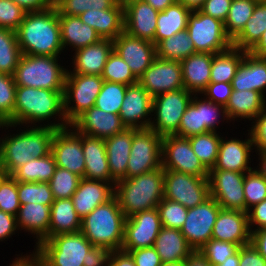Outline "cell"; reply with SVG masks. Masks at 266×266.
Masks as SVG:
<instances>
[{
	"mask_svg": "<svg viewBox=\"0 0 266 266\" xmlns=\"http://www.w3.org/2000/svg\"><path fill=\"white\" fill-rule=\"evenodd\" d=\"M63 93L64 91L17 86L14 106V125L0 123V128L5 129L7 127L6 129H8L17 127V125L24 126L25 128V126H31V124L36 126L37 122L38 126H42L41 123H43L44 126L55 129L69 127L70 124L67 122L64 114ZM54 117L55 119L58 118V123H52L49 120Z\"/></svg>",
	"mask_w": 266,
	"mask_h": 266,
	"instance_id": "6da1fadb",
	"label": "cell"
},
{
	"mask_svg": "<svg viewBox=\"0 0 266 266\" xmlns=\"http://www.w3.org/2000/svg\"><path fill=\"white\" fill-rule=\"evenodd\" d=\"M16 36L22 54L60 57L64 50L55 6L27 12Z\"/></svg>",
	"mask_w": 266,
	"mask_h": 266,
	"instance_id": "7a4b0ae2",
	"label": "cell"
},
{
	"mask_svg": "<svg viewBox=\"0 0 266 266\" xmlns=\"http://www.w3.org/2000/svg\"><path fill=\"white\" fill-rule=\"evenodd\" d=\"M26 127L22 132L0 137V165L7 175L28 161L51 152L52 139L57 129L44 125Z\"/></svg>",
	"mask_w": 266,
	"mask_h": 266,
	"instance_id": "3957f363",
	"label": "cell"
},
{
	"mask_svg": "<svg viewBox=\"0 0 266 266\" xmlns=\"http://www.w3.org/2000/svg\"><path fill=\"white\" fill-rule=\"evenodd\" d=\"M125 220L114 196L81 219L80 231L102 254L121 250Z\"/></svg>",
	"mask_w": 266,
	"mask_h": 266,
	"instance_id": "277c9868",
	"label": "cell"
},
{
	"mask_svg": "<svg viewBox=\"0 0 266 266\" xmlns=\"http://www.w3.org/2000/svg\"><path fill=\"white\" fill-rule=\"evenodd\" d=\"M33 252L39 266H85L102 254L81 231L52 236Z\"/></svg>",
	"mask_w": 266,
	"mask_h": 266,
	"instance_id": "5b68a950",
	"label": "cell"
},
{
	"mask_svg": "<svg viewBox=\"0 0 266 266\" xmlns=\"http://www.w3.org/2000/svg\"><path fill=\"white\" fill-rule=\"evenodd\" d=\"M115 197L126 218L156 208L164 198V169L117 181Z\"/></svg>",
	"mask_w": 266,
	"mask_h": 266,
	"instance_id": "8992f818",
	"label": "cell"
},
{
	"mask_svg": "<svg viewBox=\"0 0 266 266\" xmlns=\"http://www.w3.org/2000/svg\"><path fill=\"white\" fill-rule=\"evenodd\" d=\"M59 58L22 54L13 75L16 86L64 91L67 69Z\"/></svg>",
	"mask_w": 266,
	"mask_h": 266,
	"instance_id": "52a82bcc",
	"label": "cell"
},
{
	"mask_svg": "<svg viewBox=\"0 0 266 266\" xmlns=\"http://www.w3.org/2000/svg\"><path fill=\"white\" fill-rule=\"evenodd\" d=\"M103 82L99 75L66 74L63 100L64 114L69 124L95 105Z\"/></svg>",
	"mask_w": 266,
	"mask_h": 266,
	"instance_id": "ba28073f",
	"label": "cell"
},
{
	"mask_svg": "<svg viewBox=\"0 0 266 266\" xmlns=\"http://www.w3.org/2000/svg\"><path fill=\"white\" fill-rule=\"evenodd\" d=\"M194 94L181 88L176 91H169L153 97L152 114L155 116L149 128L160 136L175 135Z\"/></svg>",
	"mask_w": 266,
	"mask_h": 266,
	"instance_id": "9c48e42d",
	"label": "cell"
},
{
	"mask_svg": "<svg viewBox=\"0 0 266 266\" xmlns=\"http://www.w3.org/2000/svg\"><path fill=\"white\" fill-rule=\"evenodd\" d=\"M186 30L196 52L216 54L233 46L226 34L224 22L205 15L200 10L191 12Z\"/></svg>",
	"mask_w": 266,
	"mask_h": 266,
	"instance_id": "30bf717a",
	"label": "cell"
},
{
	"mask_svg": "<svg viewBox=\"0 0 266 266\" xmlns=\"http://www.w3.org/2000/svg\"><path fill=\"white\" fill-rule=\"evenodd\" d=\"M162 138L150 128H133L126 179L162 167Z\"/></svg>",
	"mask_w": 266,
	"mask_h": 266,
	"instance_id": "8fae6325",
	"label": "cell"
},
{
	"mask_svg": "<svg viewBox=\"0 0 266 266\" xmlns=\"http://www.w3.org/2000/svg\"><path fill=\"white\" fill-rule=\"evenodd\" d=\"M210 197L208 178L174 170H164V198L176 201L187 209L202 204Z\"/></svg>",
	"mask_w": 266,
	"mask_h": 266,
	"instance_id": "7c38bea8",
	"label": "cell"
},
{
	"mask_svg": "<svg viewBox=\"0 0 266 266\" xmlns=\"http://www.w3.org/2000/svg\"><path fill=\"white\" fill-rule=\"evenodd\" d=\"M162 168L208 178L209 170L193 152L188 138L167 135L162 138Z\"/></svg>",
	"mask_w": 266,
	"mask_h": 266,
	"instance_id": "4fadbf2b",
	"label": "cell"
},
{
	"mask_svg": "<svg viewBox=\"0 0 266 266\" xmlns=\"http://www.w3.org/2000/svg\"><path fill=\"white\" fill-rule=\"evenodd\" d=\"M221 207L211 196L202 204L188 209L181 228L188 244L194 251L199 250L212 238L213 227Z\"/></svg>",
	"mask_w": 266,
	"mask_h": 266,
	"instance_id": "5bb4252c",
	"label": "cell"
},
{
	"mask_svg": "<svg viewBox=\"0 0 266 266\" xmlns=\"http://www.w3.org/2000/svg\"><path fill=\"white\" fill-rule=\"evenodd\" d=\"M162 228L159 211L156 208L135 213L126 218L122 251L153 247Z\"/></svg>",
	"mask_w": 266,
	"mask_h": 266,
	"instance_id": "9a60e30c",
	"label": "cell"
},
{
	"mask_svg": "<svg viewBox=\"0 0 266 266\" xmlns=\"http://www.w3.org/2000/svg\"><path fill=\"white\" fill-rule=\"evenodd\" d=\"M244 177L245 173L229 170H209L210 196L223 209L245 212Z\"/></svg>",
	"mask_w": 266,
	"mask_h": 266,
	"instance_id": "2e32d148",
	"label": "cell"
},
{
	"mask_svg": "<svg viewBox=\"0 0 266 266\" xmlns=\"http://www.w3.org/2000/svg\"><path fill=\"white\" fill-rule=\"evenodd\" d=\"M51 153L55 158L57 167L69 170L84 178L85 160L81 134L71 126L55 131L51 143Z\"/></svg>",
	"mask_w": 266,
	"mask_h": 266,
	"instance_id": "e0dca14e",
	"label": "cell"
},
{
	"mask_svg": "<svg viewBox=\"0 0 266 266\" xmlns=\"http://www.w3.org/2000/svg\"><path fill=\"white\" fill-rule=\"evenodd\" d=\"M138 82L152 97L184 88L181 62L156 57Z\"/></svg>",
	"mask_w": 266,
	"mask_h": 266,
	"instance_id": "ac0fdd59",
	"label": "cell"
},
{
	"mask_svg": "<svg viewBox=\"0 0 266 266\" xmlns=\"http://www.w3.org/2000/svg\"><path fill=\"white\" fill-rule=\"evenodd\" d=\"M113 50L128 64L139 79L156 58V45L123 31L113 40Z\"/></svg>",
	"mask_w": 266,
	"mask_h": 266,
	"instance_id": "d6986e66",
	"label": "cell"
},
{
	"mask_svg": "<svg viewBox=\"0 0 266 266\" xmlns=\"http://www.w3.org/2000/svg\"><path fill=\"white\" fill-rule=\"evenodd\" d=\"M153 97L139 83L127 86L119 112L126 128L147 129L152 121Z\"/></svg>",
	"mask_w": 266,
	"mask_h": 266,
	"instance_id": "ffe728a7",
	"label": "cell"
},
{
	"mask_svg": "<svg viewBox=\"0 0 266 266\" xmlns=\"http://www.w3.org/2000/svg\"><path fill=\"white\" fill-rule=\"evenodd\" d=\"M70 126L80 134L104 140L126 129L119 114L108 113L96 106L83 112Z\"/></svg>",
	"mask_w": 266,
	"mask_h": 266,
	"instance_id": "44dd1931",
	"label": "cell"
},
{
	"mask_svg": "<svg viewBox=\"0 0 266 266\" xmlns=\"http://www.w3.org/2000/svg\"><path fill=\"white\" fill-rule=\"evenodd\" d=\"M248 136V139L245 140L233 137L226 140L225 137H221L217 160L210 170H229L240 173L253 170L254 168L250 164V154L254 149V145L249 130Z\"/></svg>",
	"mask_w": 266,
	"mask_h": 266,
	"instance_id": "7402d4cb",
	"label": "cell"
},
{
	"mask_svg": "<svg viewBox=\"0 0 266 266\" xmlns=\"http://www.w3.org/2000/svg\"><path fill=\"white\" fill-rule=\"evenodd\" d=\"M251 232L247 212L221 208L212 231V239L239 246L250 243Z\"/></svg>",
	"mask_w": 266,
	"mask_h": 266,
	"instance_id": "603a6c76",
	"label": "cell"
},
{
	"mask_svg": "<svg viewBox=\"0 0 266 266\" xmlns=\"http://www.w3.org/2000/svg\"><path fill=\"white\" fill-rule=\"evenodd\" d=\"M158 11L144 0L124 8V31L155 44Z\"/></svg>",
	"mask_w": 266,
	"mask_h": 266,
	"instance_id": "cb8c5ba5",
	"label": "cell"
},
{
	"mask_svg": "<svg viewBox=\"0 0 266 266\" xmlns=\"http://www.w3.org/2000/svg\"><path fill=\"white\" fill-rule=\"evenodd\" d=\"M115 196V184L81 178L77 190L72 195L74 208L81 219L97 206Z\"/></svg>",
	"mask_w": 266,
	"mask_h": 266,
	"instance_id": "d4e9b609",
	"label": "cell"
},
{
	"mask_svg": "<svg viewBox=\"0 0 266 266\" xmlns=\"http://www.w3.org/2000/svg\"><path fill=\"white\" fill-rule=\"evenodd\" d=\"M81 140L85 160L84 178L116 184L110 174L105 140L85 134H81Z\"/></svg>",
	"mask_w": 266,
	"mask_h": 266,
	"instance_id": "484cf974",
	"label": "cell"
},
{
	"mask_svg": "<svg viewBox=\"0 0 266 266\" xmlns=\"http://www.w3.org/2000/svg\"><path fill=\"white\" fill-rule=\"evenodd\" d=\"M113 50V40L101 39L99 42L76 50L71 58L73 70L67 73L99 75L104 71L105 63Z\"/></svg>",
	"mask_w": 266,
	"mask_h": 266,
	"instance_id": "4316f807",
	"label": "cell"
},
{
	"mask_svg": "<svg viewBox=\"0 0 266 266\" xmlns=\"http://www.w3.org/2000/svg\"><path fill=\"white\" fill-rule=\"evenodd\" d=\"M231 86L233 90L238 91H258L265 97L266 58L246 52L231 81Z\"/></svg>",
	"mask_w": 266,
	"mask_h": 266,
	"instance_id": "83f0119b",
	"label": "cell"
},
{
	"mask_svg": "<svg viewBox=\"0 0 266 266\" xmlns=\"http://www.w3.org/2000/svg\"><path fill=\"white\" fill-rule=\"evenodd\" d=\"M83 23L94 28L101 39L115 40L124 31V7L90 9L79 15Z\"/></svg>",
	"mask_w": 266,
	"mask_h": 266,
	"instance_id": "f1b7e54d",
	"label": "cell"
},
{
	"mask_svg": "<svg viewBox=\"0 0 266 266\" xmlns=\"http://www.w3.org/2000/svg\"><path fill=\"white\" fill-rule=\"evenodd\" d=\"M213 54L196 52L181 61L184 88L193 94L201 92L210 83Z\"/></svg>",
	"mask_w": 266,
	"mask_h": 266,
	"instance_id": "f546056e",
	"label": "cell"
},
{
	"mask_svg": "<svg viewBox=\"0 0 266 266\" xmlns=\"http://www.w3.org/2000/svg\"><path fill=\"white\" fill-rule=\"evenodd\" d=\"M50 206L37 203L23 204L16 215L18 230L36 235V246L49 239Z\"/></svg>",
	"mask_w": 266,
	"mask_h": 266,
	"instance_id": "4dcf8cb0",
	"label": "cell"
},
{
	"mask_svg": "<svg viewBox=\"0 0 266 266\" xmlns=\"http://www.w3.org/2000/svg\"><path fill=\"white\" fill-rule=\"evenodd\" d=\"M132 140L133 128H126L123 132L105 139L110 174L116 182L126 179Z\"/></svg>",
	"mask_w": 266,
	"mask_h": 266,
	"instance_id": "1f68e13d",
	"label": "cell"
},
{
	"mask_svg": "<svg viewBox=\"0 0 266 266\" xmlns=\"http://www.w3.org/2000/svg\"><path fill=\"white\" fill-rule=\"evenodd\" d=\"M58 18L63 49L68 50L66 46H69L76 51L101 40L96 30L83 23L79 16L58 14Z\"/></svg>",
	"mask_w": 266,
	"mask_h": 266,
	"instance_id": "d6a6232c",
	"label": "cell"
},
{
	"mask_svg": "<svg viewBox=\"0 0 266 266\" xmlns=\"http://www.w3.org/2000/svg\"><path fill=\"white\" fill-rule=\"evenodd\" d=\"M162 263L184 261L194 250L180 230L162 227L154 246Z\"/></svg>",
	"mask_w": 266,
	"mask_h": 266,
	"instance_id": "836d02e7",
	"label": "cell"
},
{
	"mask_svg": "<svg viewBox=\"0 0 266 266\" xmlns=\"http://www.w3.org/2000/svg\"><path fill=\"white\" fill-rule=\"evenodd\" d=\"M266 106V97L258 91L233 90L225 106L230 121L238 118L252 121Z\"/></svg>",
	"mask_w": 266,
	"mask_h": 266,
	"instance_id": "e575fe53",
	"label": "cell"
},
{
	"mask_svg": "<svg viewBox=\"0 0 266 266\" xmlns=\"http://www.w3.org/2000/svg\"><path fill=\"white\" fill-rule=\"evenodd\" d=\"M81 229V217L77 214L73 201L57 199L50 206L49 238L62 233H75Z\"/></svg>",
	"mask_w": 266,
	"mask_h": 266,
	"instance_id": "d590c367",
	"label": "cell"
},
{
	"mask_svg": "<svg viewBox=\"0 0 266 266\" xmlns=\"http://www.w3.org/2000/svg\"><path fill=\"white\" fill-rule=\"evenodd\" d=\"M191 12V10L178 1L168 6L164 11L158 12L155 45L161 40L186 30L188 17Z\"/></svg>",
	"mask_w": 266,
	"mask_h": 266,
	"instance_id": "8d00e7d4",
	"label": "cell"
},
{
	"mask_svg": "<svg viewBox=\"0 0 266 266\" xmlns=\"http://www.w3.org/2000/svg\"><path fill=\"white\" fill-rule=\"evenodd\" d=\"M266 30V1H258L252 16L242 31L232 40V45L249 52Z\"/></svg>",
	"mask_w": 266,
	"mask_h": 266,
	"instance_id": "74e56055",
	"label": "cell"
},
{
	"mask_svg": "<svg viewBox=\"0 0 266 266\" xmlns=\"http://www.w3.org/2000/svg\"><path fill=\"white\" fill-rule=\"evenodd\" d=\"M246 52L232 46L226 51L213 54L210 82L231 83Z\"/></svg>",
	"mask_w": 266,
	"mask_h": 266,
	"instance_id": "f35d334b",
	"label": "cell"
},
{
	"mask_svg": "<svg viewBox=\"0 0 266 266\" xmlns=\"http://www.w3.org/2000/svg\"><path fill=\"white\" fill-rule=\"evenodd\" d=\"M56 167L55 158L50 152L48 155L28 161L17 168L11 176L17 182H49Z\"/></svg>",
	"mask_w": 266,
	"mask_h": 266,
	"instance_id": "ab89813d",
	"label": "cell"
},
{
	"mask_svg": "<svg viewBox=\"0 0 266 266\" xmlns=\"http://www.w3.org/2000/svg\"><path fill=\"white\" fill-rule=\"evenodd\" d=\"M196 53L188 31L184 30L161 40L156 45V57L164 60L182 61Z\"/></svg>",
	"mask_w": 266,
	"mask_h": 266,
	"instance_id": "60d3db41",
	"label": "cell"
},
{
	"mask_svg": "<svg viewBox=\"0 0 266 266\" xmlns=\"http://www.w3.org/2000/svg\"><path fill=\"white\" fill-rule=\"evenodd\" d=\"M21 56L16 31L0 28V73L13 76Z\"/></svg>",
	"mask_w": 266,
	"mask_h": 266,
	"instance_id": "b9f144b4",
	"label": "cell"
},
{
	"mask_svg": "<svg viewBox=\"0 0 266 266\" xmlns=\"http://www.w3.org/2000/svg\"><path fill=\"white\" fill-rule=\"evenodd\" d=\"M221 137L217 132L188 137L193 152L208 170L213 168L216 163Z\"/></svg>",
	"mask_w": 266,
	"mask_h": 266,
	"instance_id": "7bdbcfd3",
	"label": "cell"
},
{
	"mask_svg": "<svg viewBox=\"0 0 266 266\" xmlns=\"http://www.w3.org/2000/svg\"><path fill=\"white\" fill-rule=\"evenodd\" d=\"M258 0H232L227 18L224 21L226 34L233 40L245 27L252 16Z\"/></svg>",
	"mask_w": 266,
	"mask_h": 266,
	"instance_id": "ee69618b",
	"label": "cell"
},
{
	"mask_svg": "<svg viewBox=\"0 0 266 266\" xmlns=\"http://www.w3.org/2000/svg\"><path fill=\"white\" fill-rule=\"evenodd\" d=\"M245 212L266 199V172L254 167L244 177Z\"/></svg>",
	"mask_w": 266,
	"mask_h": 266,
	"instance_id": "f6af8a7d",
	"label": "cell"
},
{
	"mask_svg": "<svg viewBox=\"0 0 266 266\" xmlns=\"http://www.w3.org/2000/svg\"><path fill=\"white\" fill-rule=\"evenodd\" d=\"M128 85L104 81L95 105L108 113L119 114Z\"/></svg>",
	"mask_w": 266,
	"mask_h": 266,
	"instance_id": "bcb514c9",
	"label": "cell"
},
{
	"mask_svg": "<svg viewBox=\"0 0 266 266\" xmlns=\"http://www.w3.org/2000/svg\"><path fill=\"white\" fill-rule=\"evenodd\" d=\"M17 191L20 205H51L55 200L48 182H17Z\"/></svg>",
	"mask_w": 266,
	"mask_h": 266,
	"instance_id": "7dc6e473",
	"label": "cell"
},
{
	"mask_svg": "<svg viewBox=\"0 0 266 266\" xmlns=\"http://www.w3.org/2000/svg\"><path fill=\"white\" fill-rule=\"evenodd\" d=\"M104 81L131 85L138 82V79L131 72L128 64L112 50L105 63L103 74L101 75Z\"/></svg>",
	"mask_w": 266,
	"mask_h": 266,
	"instance_id": "c3c4849f",
	"label": "cell"
},
{
	"mask_svg": "<svg viewBox=\"0 0 266 266\" xmlns=\"http://www.w3.org/2000/svg\"><path fill=\"white\" fill-rule=\"evenodd\" d=\"M191 100L201 109L202 124H204V133L217 132V130L219 129L218 125L220 124L219 119H222V122H224V120H227V123L229 122L225 106L216 104L215 102L207 100L205 98L199 99L198 94L197 96L196 94H194V97H192Z\"/></svg>",
	"mask_w": 266,
	"mask_h": 266,
	"instance_id": "681fc988",
	"label": "cell"
},
{
	"mask_svg": "<svg viewBox=\"0 0 266 266\" xmlns=\"http://www.w3.org/2000/svg\"><path fill=\"white\" fill-rule=\"evenodd\" d=\"M80 180V176L69 170L56 167L52 178L48 182L54 199L71 198L77 190Z\"/></svg>",
	"mask_w": 266,
	"mask_h": 266,
	"instance_id": "f907efd6",
	"label": "cell"
},
{
	"mask_svg": "<svg viewBox=\"0 0 266 266\" xmlns=\"http://www.w3.org/2000/svg\"><path fill=\"white\" fill-rule=\"evenodd\" d=\"M16 87L12 75L0 73V123L14 125Z\"/></svg>",
	"mask_w": 266,
	"mask_h": 266,
	"instance_id": "816d5d0a",
	"label": "cell"
},
{
	"mask_svg": "<svg viewBox=\"0 0 266 266\" xmlns=\"http://www.w3.org/2000/svg\"><path fill=\"white\" fill-rule=\"evenodd\" d=\"M117 4V0H55L58 14L79 16L90 9H110Z\"/></svg>",
	"mask_w": 266,
	"mask_h": 266,
	"instance_id": "f5cc1de1",
	"label": "cell"
},
{
	"mask_svg": "<svg viewBox=\"0 0 266 266\" xmlns=\"http://www.w3.org/2000/svg\"><path fill=\"white\" fill-rule=\"evenodd\" d=\"M162 227L181 230L185 223L188 209L176 201L163 198L157 205Z\"/></svg>",
	"mask_w": 266,
	"mask_h": 266,
	"instance_id": "db71d44e",
	"label": "cell"
},
{
	"mask_svg": "<svg viewBox=\"0 0 266 266\" xmlns=\"http://www.w3.org/2000/svg\"><path fill=\"white\" fill-rule=\"evenodd\" d=\"M240 246L227 241L210 239L197 250L212 266L222 264L226 258L234 255Z\"/></svg>",
	"mask_w": 266,
	"mask_h": 266,
	"instance_id": "11a10c76",
	"label": "cell"
},
{
	"mask_svg": "<svg viewBox=\"0 0 266 266\" xmlns=\"http://www.w3.org/2000/svg\"><path fill=\"white\" fill-rule=\"evenodd\" d=\"M199 134H204L201 109L191 100L181 118L178 132L175 135L188 138Z\"/></svg>",
	"mask_w": 266,
	"mask_h": 266,
	"instance_id": "9f6ffc18",
	"label": "cell"
},
{
	"mask_svg": "<svg viewBox=\"0 0 266 266\" xmlns=\"http://www.w3.org/2000/svg\"><path fill=\"white\" fill-rule=\"evenodd\" d=\"M20 208L17 181L6 175L0 182V210L16 216Z\"/></svg>",
	"mask_w": 266,
	"mask_h": 266,
	"instance_id": "6f0895ef",
	"label": "cell"
},
{
	"mask_svg": "<svg viewBox=\"0 0 266 266\" xmlns=\"http://www.w3.org/2000/svg\"><path fill=\"white\" fill-rule=\"evenodd\" d=\"M26 13L13 0H0V28L16 31L24 20Z\"/></svg>",
	"mask_w": 266,
	"mask_h": 266,
	"instance_id": "680465c9",
	"label": "cell"
},
{
	"mask_svg": "<svg viewBox=\"0 0 266 266\" xmlns=\"http://www.w3.org/2000/svg\"><path fill=\"white\" fill-rule=\"evenodd\" d=\"M251 128L249 129L252 142L254 145V150L256 154L260 157L266 152V106L261 110V112L252 120Z\"/></svg>",
	"mask_w": 266,
	"mask_h": 266,
	"instance_id": "91938a15",
	"label": "cell"
},
{
	"mask_svg": "<svg viewBox=\"0 0 266 266\" xmlns=\"http://www.w3.org/2000/svg\"><path fill=\"white\" fill-rule=\"evenodd\" d=\"M232 91L233 88L231 83L210 82L208 86L201 92V96L207 100L215 102L216 104L226 106Z\"/></svg>",
	"mask_w": 266,
	"mask_h": 266,
	"instance_id": "94428289",
	"label": "cell"
},
{
	"mask_svg": "<svg viewBox=\"0 0 266 266\" xmlns=\"http://www.w3.org/2000/svg\"><path fill=\"white\" fill-rule=\"evenodd\" d=\"M128 252L136 266H161L162 261L154 247L134 249Z\"/></svg>",
	"mask_w": 266,
	"mask_h": 266,
	"instance_id": "6125c7cd",
	"label": "cell"
},
{
	"mask_svg": "<svg viewBox=\"0 0 266 266\" xmlns=\"http://www.w3.org/2000/svg\"><path fill=\"white\" fill-rule=\"evenodd\" d=\"M232 0H205L200 9L205 15L224 22L231 7Z\"/></svg>",
	"mask_w": 266,
	"mask_h": 266,
	"instance_id": "be15d7a7",
	"label": "cell"
},
{
	"mask_svg": "<svg viewBox=\"0 0 266 266\" xmlns=\"http://www.w3.org/2000/svg\"><path fill=\"white\" fill-rule=\"evenodd\" d=\"M247 215L250 232L266 228V199L250 208Z\"/></svg>",
	"mask_w": 266,
	"mask_h": 266,
	"instance_id": "e7e4bbea",
	"label": "cell"
},
{
	"mask_svg": "<svg viewBox=\"0 0 266 266\" xmlns=\"http://www.w3.org/2000/svg\"><path fill=\"white\" fill-rule=\"evenodd\" d=\"M239 266H266V260L249 243L239 248Z\"/></svg>",
	"mask_w": 266,
	"mask_h": 266,
	"instance_id": "03108f58",
	"label": "cell"
},
{
	"mask_svg": "<svg viewBox=\"0 0 266 266\" xmlns=\"http://www.w3.org/2000/svg\"><path fill=\"white\" fill-rule=\"evenodd\" d=\"M17 230L16 216L0 210V241L8 240Z\"/></svg>",
	"mask_w": 266,
	"mask_h": 266,
	"instance_id": "003e7915",
	"label": "cell"
},
{
	"mask_svg": "<svg viewBox=\"0 0 266 266\" xmlns=\"http://www.w3.org/2000/svg\"><path fill=\"white\" fill-rule=\"evenodd\" d=\"M105 266H136L133 258L128 252L122 250L104 253Z\"/></svg>",
	"mask_w": 266,
	"mask_h": 266,
	"instance_id": "a7ac6f4b",
	"label": "cell"
},
{
	"mask_svg": "<svg viewBox=\"0 0 266 266\" xmlns=\"http://www.w3.org/2000/svg\"><path fill=\"white\" fill-rule=\"evenodd\" d=\"M26 12L40 11L55 5V0H13Z\"/></svg>",
	"mask_w": 266,
	"mask_h": 266,
	"instance_id": "89a4df30",
	"label": "cell"
},
{
	"mask_svg": "<svg viewBox=\"0 0 266 266\" xmlns=\"http://www.w3.org/2000/svg\"><path fill=\"white\" fill-rule=\"evenodd\" d=\"M250 243L266 260V228L251 232Z\"/></svg>",
	"mask_w": 266,
	"mask_h": 266,
	"instance_id": "2644e50d",
	"label": "cell"
},
{
	"mask_svg": "<svg viewBox=\"0 0 266 266\" xmlns=\"http://www.w3.org/2000/svg\"><path fill=\"white\" fill-rule=\"evenodd\" d=\"M184 266H212L197 250L193 251L185 260Z\"/></svg>",
	"mask_w": 266,
	"mask_h": 266,
	"instance_id": "8c879c8a",
	"label": "cell"
},
{
	"mask_svg": "<svg viewBox=\"0 0 266 266\" xmlns=\"http://www.w3.org/2000/svg\"><path fill=\"white\" fill-rule=\"evenodd\" d=\"M249 52L254 56L266 58V30L263 32L261 39Z\"/></svg>",
	"mask_w": 266,
	"mask_h": 266,
	"instance_id": "753ad0ef",
	"label": "cell"
},
{
	"mask_svg": "<svg viewBox=\"0 0 266 266\" xmlns=\"http://www.w3.org/2000/svg\"><path fill=\"white\" fill-rule=\"evenodd\" d=\"M158 12L164 11L168 6L173 5L177 0H144Z\"/></svg>",
	"mask_w": 266,
	"mask_h": 266,
	"instance_id": "34e18365",
	"label": "cell"
},
{
	"mask_svg": "<svg viewBox=\"0 0 266 266\" xmlns=\"http://www.w3.org/2000/svg\"><path fill=\"white\" fill-rule=\"evenodd\" d=\"M191 11L200 10L205 0H177Z\"/></svg>",
	"mask_w": 266,
	"mask_h": 266,
	"instance_id": "11e5206c",
	"label": "cell"
},
{
	"mask_svg": "<svg viewBox=\"0 0 266 266\" xmlns=\"http://www.w3.org/2000/svg\"><path fill=\"white\" fill-rule=\"evenodd\" d=\"M217 266H239V249L234 255L226 258L222 264Z\"/></svg>",
	"mask_w": 266,
	"mask_h": 266,
	"instance_id": "2a66077c",
	"label": "cell"
},
{
	"mask_svg": "<svg viewBox=\"0 0 266 266\" xmlns=\"http://www.w3.org/2000/svg\"><path fill=\"white\" fill-rule=\"evenodd\" d=\"M85 266H105V255L101 254L95 261Z\"/></svg>",
	"mask_w": 266,
	"mask_h": 266,
	"instance_id": "b9fcfbb0",
	"label": "cell"
},
{
	"mask_svg": "<svg viewBox=\"0 0 266 266\" xmlns=\"http://www.w3.org/2000/svg\"><path fill=\"white\" fill-rule=\"evenodd\" d=\"M259 159V166L266 172V152L262 154Z\"/></svg>",
	"mask_w": 266,
	"mask_h": 266,
	"instance_id": "09005b40",
	"label": "cell"
},
{
	"mask_svg": "<svg viewBox=\"0 0 266 266\" xmlns=\"http://www.w3.org/2000/svg\"><path fill=\"white\" fill-rule=\"evenodd\" d=\"M138 1H142V0H117V3L125 8L127 5L134 3V2H138Z\"/></svg>",
	"mask_w": 266,
	"mask_h": 266,
	"instance_id": "979ff035",
	"label": "cell"
},
{
	"mask_svg": "<svg viewBox=\"0 0 266 266\" xmlns=\"http://www.w3.org/2000/svg\"><path fill=\"white\" fill-rule=\"evenodd\" d=\"M161 266H184V261L162 263Z\"/></svg>",
	"mask_w": 266,
	"mask_h": 266,
	"instance_id": "deb4b68c",
	"label": "cell"
},
{
	"mask_svg": "<svg viewBox=\"0 0 266 266\" xmlns=\"http://www.w3.org/2000/svg\"><path fill=\"white\" fill-rule=\"evenodd\" d=\"M7 174L5 173V170L2 168V166L0 165V182L3 180V178L6 176Z\"/></svg>",
	"mask_w": 266,
	"mask_h": 266,
	"instance_id": "67dfc351",
	"label": "cell"
}]
</instances>
